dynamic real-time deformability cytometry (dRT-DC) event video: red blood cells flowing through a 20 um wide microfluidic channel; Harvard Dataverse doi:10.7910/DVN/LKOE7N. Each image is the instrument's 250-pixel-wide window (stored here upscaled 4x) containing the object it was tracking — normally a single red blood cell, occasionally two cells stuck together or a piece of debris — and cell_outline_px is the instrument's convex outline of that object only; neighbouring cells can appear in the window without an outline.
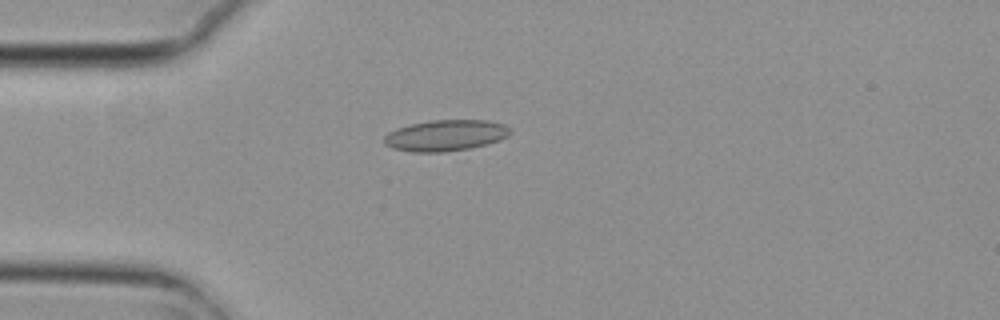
{"species": "common noctule bat (a hibernating species)", "species_latin": "Nyctalus noctula", "temperature_condition": "cold", "stored_images_in_passage": 5, "camera_frame_rate_fps": 3000, "um_per_image_px": 0.085, "animal": {"sex": "female", "body_mass_g": 29.2, "forearm_length_mm": 56.3}, "frame": {"image": 1, "passage_image": 5, "time_ms": 1.333, "image_size_px": [1000, 320], "cell_outline_px": [[512, 132], [508, 136], [500, 140], [488, 144], [468, 148], [444, 152], [412, 152], [392, 148], [384, 144], [384, 136], [388, 132], [396, 128], [428, 120], [488, 120], [504, 124]], "centroid_in_image_um": [37.87, 11.51], "position_along_channel_um": 47.1, "area_um2": 22.95}}